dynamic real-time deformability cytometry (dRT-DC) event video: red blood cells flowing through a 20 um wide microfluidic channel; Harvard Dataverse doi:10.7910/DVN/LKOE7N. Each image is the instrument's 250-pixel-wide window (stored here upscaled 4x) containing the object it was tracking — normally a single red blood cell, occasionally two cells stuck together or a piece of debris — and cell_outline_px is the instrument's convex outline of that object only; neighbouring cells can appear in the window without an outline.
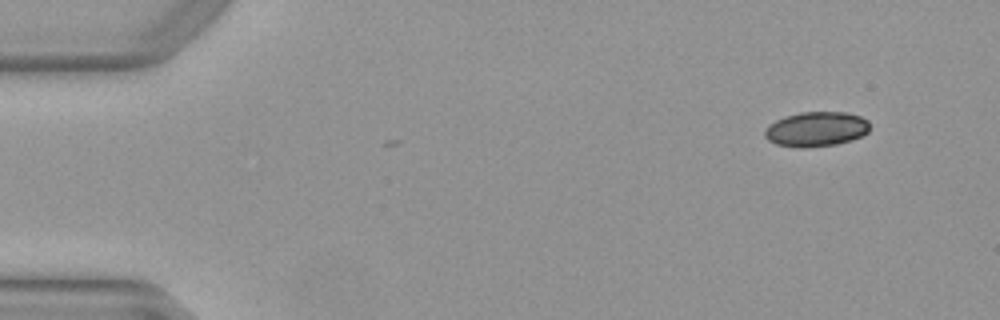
{"species": "Egyptian fruit bat (a non-hibernating species)", "species_latin": "Rousettus aegyptiacus", "temperature_condition": "warm", "stored_images_in_passage": 2, "camera_frame_rate_fps": 3000, "um_per_image_px": 0.085, "animal": {"sex": "female"}, "frame": {"image": 1, "passage_image": 2, "time_ms": 0.333, "image_size_px": [1000, 320], "cell_outline_px": [[868, 132], [864, 136], [852, 140], [836, 144], [800, 148], [776, 144], [768, 140], [764, 136], [764, 132], [768, 124], [784, 116], [800, 112], [848, 112], [860, 116], [868, 120]], "centroid_in_image_um": [69.37, 10.97], "position_along_channel_um": 15.6, "area_um2": 21.44}}